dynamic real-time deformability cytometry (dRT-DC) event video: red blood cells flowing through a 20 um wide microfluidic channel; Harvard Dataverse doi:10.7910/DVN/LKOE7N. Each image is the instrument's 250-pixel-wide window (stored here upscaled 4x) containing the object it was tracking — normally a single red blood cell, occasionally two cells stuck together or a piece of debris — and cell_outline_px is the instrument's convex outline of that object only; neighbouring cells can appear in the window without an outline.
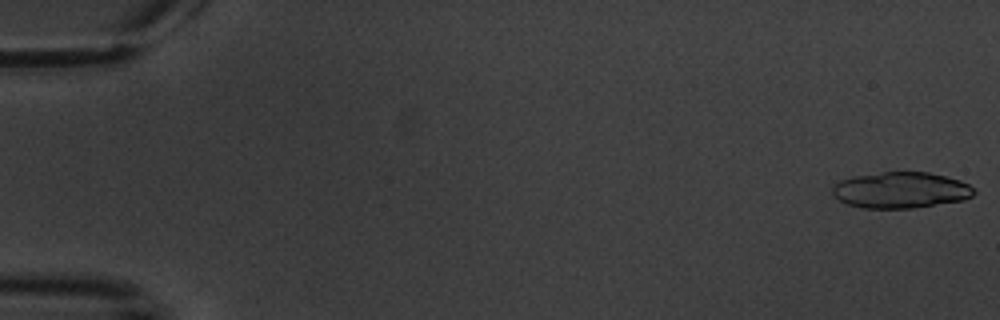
{"species": "common noctule bat (a hibernating species)", "species_latin": "Nyctalus noctula", "temperature_condition": "warm", "stored_images_in_passage": 7, "camera_frame_rate_fps": 3000, "um_per_image_px": 0.085, "animal": {"sex": "male", "body_mass_g": 20.1, "forearm_length_mm": 53.5}, "frame": {"image": 1, "passage_image": 1, "time_ms": 0.0, "image_size_px": [1000, 320], "cell_outline_px": [[976, 192], [972, 196], [964, 200], [912, 208], [864, 208], [848, 204], [840, 200], [832, 192], [832, 188], [840, 180], [852, 176], [884, 172], [928, 172], [960, 180], [968, 184]], "centroid_in_image_um": [76.57, 16.16], "position_along_channel_um": 8.4, "area_um2": 29.59}}